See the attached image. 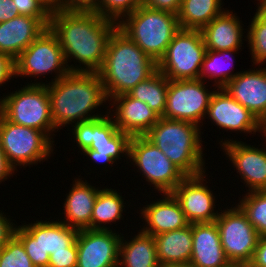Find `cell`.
<instances>
[{
  "instance_id": "obj_1",
  "label": "cell",
  "mask_w": 266,
  "mask_h": 267,
  "mask_svg": "<svg viewBox=\"0 0 266 267\" xmlns=\"http://www.w3.org/2000/svg\"><path fill=\"white\" fill-rule=\"evenodd\" d=\"M117 27L118 23L94 11L79 10L54 12L49 24L58 38L70 72L98 73L105 60L108 40ZM71 59L79 65H70Z\"/></svg>"
},
{
  "instance_id": "obj_2",
  "label": "cell",
  "mask_w": 266,
  "mask_h": 267,
  "mask_svg": "<svg viewBox=\"0 0 266 267\" xmlns=\"http://www.w3.org/2000/svg\"><path fill=\"white\" fill-rule=\"evenodd\" d=\"M46 85L57 132H60L62 127L66 128L108 114V109L105 114L98 112L99 107L103 105L104 108L109 101L99 73L69 72L59 80Z\"/></svg>"
},
{
  "instance_id": "obj_3",
  "label": "cell",
  "mask_w": 266,
  "mask_h": 267,
  "mask_svg": "<svg viewBox=\"0 0 266 267\" xmlns=\"http://www.w3.org/2000/svg\"><path fill=\"white\" fill-rule=\"evenodd\" d=\"M157 70V63L118 27L111 34L98 72L108 100L129 93Z\"/></svg>"
},
{
  "instance_id": "obj_4",
  "label": "cell",
  "mask_w": 266,
  "mask_h": 267,
  "mask_svg": "<svg viewBox=\"0 0 266 267\" xmlns=\"http://www.w3.org/2000/svg\"><path fill=\"white\" fill-rule=\"evenodd\" d=\"M201 133L196 124L159 117L144 136L185 176H196L206 171L207 164Z\"/></svg>"
},
{
  "instance_id": "obj_5",
  "label": "cell",
  "mask_w": 266,
  "mask_h": 267,
  "mask_svg": "<svg viewBox=\"0 0 266 267\" xmlns=\"http://www.w3.org/2000/svg\"><path fill=\"white\" fill-rule=\"evenodd\" d=\"M73 142L78 152L89 160L105 166L104 170L117 165L121 157L128 161L130 136L120 131L107 114L97 119L79 122L71 126ZM108 166V167H107Z\"/></svg>"
},
{
  "instance_id": "obj_6",
  "label": "cell",
  "mask_w": 266,
  "mask_h": 267,
  "mask_svg": "<svg viewBox=\"0 0 266 267\" xmlns=\"http://www.w3.org/2000/svg\"><path fill=\"white\" fill-rule=\"evenodd\" d=\"M118 28L156 63L165 55L169 43L180 30L176 14L140 6L126 15Z\"/></svg>"
},
{
  "instance_id": "obj_7",
  "label": "cell",
  "mask_w": 266,
  "mask_h": 267,
  "mask_svg": "<svg viewBox=\"0 0 266 267\" xmlns=\"http://www.w3.org/2000/svg\"><path fill=\"white\" fill-rule=\"evenodd\" d=\"M0 98V113L10 122L43 131L54 143V126L46 84H27ZM53 135V136H52Z\"/></svg>"
},
{
  "instance_id": "obj_8",
  "label": "cell",
  "mask_w": 266,
  "mask_h": 267,
  "mask_svg": "<svg viewBox=\"0 0 266 267\" xmlns=\"http://www.w3.org/2000/svg\"><path fill=\"white\" fill-rule=\"evenodd\" d=\"M0 143L9 164L16 170L48 161L54 142L43 132L14 124L0 113ZM18 166V167H17Z\"/></svg>"
},
{
  "instance_id": "obj_9",
  "label": "cell",
  "mask_w": 266,
  "mask_h": 267,
  "mask_svg": "<svg viewBox=\"0 0 266 267\" xmlns=\"http://www.w3.org/2000/svg\"><path fill=\"white\" fill-rule=\"evenodd\" d=\"M70 70L63 54L57 36L48 27L46 28L15 60V78H25L26 76L36 79L28 84H46L43 80L37 82V78L46 74H54L55 82L66 76ZM24 76V77H23ZM36 82V83H35Z\"/></svg>"
},
{
  "instance_id": "obj_10",
  "label": "cell",
  "mask_w": 266,
  "mask_h": 267,
  "mask_svg": "<svg viewBox=\"0 0 266 267\" xmlns=\"http://www.w3.org/2000/svg\"><path fill=\"white\" fill-rule=\"evenodd\" d=\"M129 161L157 193H171L186 177L170 159L145 136H133L129 141ZM156 189V190H155Z\"/></svg>"
},
{
  "instance_id": "obj_11",
  "label": "cell",
  "mask_w": 266,
  "mask_h": 267,
  "mask_svg": "<svg viewBox=\"0 0 266 267\" xmlns=\"http://www.w3.org/2000/svg\"><path fill=\"white\" fill-rule=\"evenodd\" d=\"M205 53L200 30L180 29L157 63V69L168 80L199 79Z\"/></svg>"
},
{
  "instance_id": "obj_12",
  "label": "cell",
  "mask_w": 266,
  "mask_h": 267,
  "mask_svg": "<svg viewBox=\"0 0 266 267\" xmlns=\"http://www.w3.org/2000/svg\"><path fill=\"white\" fill-rule=\"evenodd\" d=\"M228 208L215 220L224 253L231 264L249 265L260 236L237 204Z\"/></svg>"
},
{
  "instance_id": "obj_13",
  "label": "cell",
  "mask_w": 266,
  "mask_h": 267,
  "mask_svg": "<svg viewBox=\"0 0 266 267\" xmlns=\"http://www.w3.org/2000/svg\"><path fill=\"white\" fill-rule=\"evenodd\" d=\"M200 79L169 80L166 107L162 117L203 126L217 87ZM208 86L214 87L211 91ZM202 123V124H201Z\"/></svg>"
},
{
  "instance_id": "obj_14",
  "label": "cell",
  "mask_w": 266,
  "mask_h": 267,
  "mask_svg": "<svg viewBox=\"0 0 266 267\" xmlns=\"http://www.w3.org/2000/svg\"><path fill=\"white\" fill-rule=\"evenodd\" d=\"M262 138L266 142V137ZM218 142L227 160H230L237 174L239 173L246 192L266 190V146L259 148L233 138H222Z\"/></svg>"
},
{
  "instance_id": "obj_15",
  "label": "cell",
  "mask_w": 266,
  "mask_h": 267,
  "mask_svg": "<svg viewBox=\"0 0 266 267\" xmlns=\"http://www.w3.org/2000/svg\"><path fill=\"white\" fill-rule=\"evenodd\" d=\"M206 171L196 176H186L171 192L178 200L189 224L215 222L220 209L215 210L216 202L214 190L206 181ZM206 181V182H205Z\"/></svg>"
},
{
  "instance_id": "obj_16",
  "label": "cell",
  "mask_w": 266,
  "mask_h": 267,
  "mask_svg": "<svg viewBox=\"0 0 266 267\" xmlns=\"http://www.w3.org/2000/svg\"><path fill=\"white\" fill-rule=\"evenodd\" d=\"M122 234L113 230L82 229L76 237L77 267H118Z\"/></svg>"
},
{
  "instance_id": "obj_17",
  "label": "cell",
  "mask_w": 266,
  "mask_h": 267,
  "mask_svg": "<svg viewBox=\"0 0 266 267\" xmlns=\"http://www.w3.org/2000/svg\"><path fill=\"white\" fill-rule=\"evenodd\" d=\"M206 119L221 130L263 136L261 122L223 88H217L213 94ZM261 132V133H260Z\"/></svg>"
},
{
  "instance_id": "obj_18",
  "label": "cell",
  "mask_w": 266,
  "mask_h": 267,
  "mask_svg": "<svg viewBox=\"0 0 266 267\" xmlns=\"http://www.w3.org/2000/svg\"><path fill=\"white\" fill-rule=\"evenodd\" d=\"M108 103L113 108L108 109V114L113 116L115 125L130 137L144 136L160 117L146 103L128 93L112 97Z\"/></svg>"
},
{
  "instance_id": "obj_19",
  "label": "cell",
  "mask_w": 266,
  "mask_h": 267,
  "mask_svg": "<svg viewBox=\"0 0 266 267\" xmlns=\"http://www.w3.org/2000/svg\"><path fill=\"white\" fill-rule=\"evenodd\" d=\"M253 69L240 70L223 89L262 122L266 118V67Z\"/></svg>"
},
{
  "instance_id": "obj_20",
  "label": "cell",
  "mask_w": 266,
  "mask_h": 267,
  "mask_svg": "<svg viewBox=\"0 0 266 267\" xmlns=\"http://www.w3.org/2000/svg\"><path fill=\"white\" fill-rule=\"evenodd\" d=\"M163 195L154 201L141 207L139 213L141 215V230L152 236L176 229L185 228L189 225L184 212L172 193H162Z\"/></svg>"
},
{
  "instance_id": "obj_21",
  "label": "cell",
  "mask_w": 266,
  "mask_h": 267,
  "mask_svg": "<svg viewBox=\"0 0 266 267\" xmlns=\"http://www.w3.org/2000/svg\"><path fill=\"white\" fill-rule=\"evenodd\" d=\"M226 10L216 16L208 25L200 31L206 46V50L224 51L240 50L244 44V24L240 21L237 13ZM244 31V32H243Z\"/></svg>"
},
{
  "instance_id": "obj_22",
  "label": "cell",
  "mask_w": 266,
  "mask_h": 267,
  "mask_svg": "<svg viewBox=\"0 0 266 267\" xmlns=\"http://www.w3.org/2000/svg\"><path fill=\"white\" fill-rule=\"evenodd\" d=\"M79 177L74 178L71 189L65 195L62 212L65 216L60 221L78 230L91 229L93 207L100 188Z\"/></svg>"
},
{
  "instance_id": "obj_23",
  "label": "cell",
  "mask_w": 266,
  "mask_h": 267,
  "mask_svg": "<svg viewBox=\"0 0 266 267\" xmlns=\"http://www.w3.org/2000/svg\"><path fill=\"white\" fill-rule=\"evenodd\" d=\"M196 267H228L216 222L192 224V256Z\"/></svg>"
},
{
  "instance_id": "obj_24",
  "label": "cell",
  "mask_w": 266,
  "mask_h": 267,
  "mask_svg": "<svg viewBox=\"0 0 266 267\" xmlns=\"http://www.w3.org/2000/svg\"><path fill=\"white\" fill-rule=\"evenodd\" d=\"M47 27L36 17L18 15L0 23V53L14 61Z\"/></svg>"
},
{
  "instance_id": "obj_25",
  "label": "cell",
  "mask_w": 266,
  "mask_h": 267,
  "mask_svg": "<svg viewBox=\"0 0 266 267\" xmlns=\"http://www.w3.org/2000/svg\"><path fill=\"white\" fill-rule=\"evenodd\" d=\"M47 220L21 224L39 242L41 267H48L49 256L53 252L67 251V248L76 240L79 231L59 219Z\"/></svg>"
},
{
  "instance_id": "obj_26",
  "label": "cell",
  "mask_w": 266,
  "mask_h": 267,
  "mask_svg": "<svg viewBox=\"0 0 266 267\" xmlns=\"http://www.w3.org/2000/svg\"><path fill=\"white\" fill-rule=\"evenodd\" d=\"M137 231L130 241L122 233L118 267H160L154 236Z\"/></svg>"
},
{
  "instance_id": "obj_27",
  "label": "cell",
  "mask_w": 266,
  "mask_h": 267,
  "mask_svg": "<svg viewBox=\"0 0 266 267\" xmlns=\"http://www.w3.org/2000/svg\"><path fill=\"white\" fill-rule=\"evenodd\" d=\"M160 266L190 263L192 224L154 236Z\"/></svg>"
},
{
  "instance_id": "obj_28",
  "label": "cell",
  "mask_w": 266,
  "mask_h": 267,
  "mask_svg": "<svg viewBox=\"0 0 266 267\" xmlns=\"http://www.w3.org/2000/svg\"><path fill=\"white\" fill-rule=\"evenodd\" d=\"M124 200L117 189L111 187L100 188L93 207L91 229L111 231L112 224H116L117 220L124 219L122 213L126 211L127 206Z\"/></svg>"
},
{
  "instance_id": "obj_29",
  "label": "cell",
  "mask_w": 266,
  "mask_h": 267,
  "mask_svg": "<svg viewBox=\"0 0 266 267\" xmlns=\"http://www.w3.org/2000/svg\"><path fill=\"white\" fill-rule=\"evenodd\" d=\"M223 0H181L177 13L180 29L201 30L225 11Z\"/></svg>"
},
{
  "instance_id": "obj_30",
  "label": "cell",
  "mask_w": 266,
  "mask_h": 267,
  "mask_svg": "<svg viewBox=\"0 0 266 267\" xmlns=\"http://www.w3.org/2000/svg\"><path fill=\"white\" fill-rule=\"evenodd\" d=\"M238 51L239 50H206L199 79L205 82L209 80L210 82H213L212 84L215 87L223 88L229 81L240 73V71L233 73L234 64L232 63H235V57L233 55H235ZM224 58H226V61H224Z\"/></svg>"
},
{
  "instance_id": "obj_31",
  "label": "cell",
  "mask_w": 266,
  "mask_h": 267,
  "mask_svg": "<svg viewBox=\"0 0 266 267\" xmlns=\"http://www.w3.org/2000/svg\"><path fill=\"white\" fill-rule=\"evenodd\" d=\"M169 80L157 69L146 80L137 84L128 94L146 103L160 117L166 107Z\"/></svg>"
},
{
  "instance_id": "obj_32",
  "label": "cell",
  "mask_w": 266,
  "mask_h": 267,
  "mask_svg": "<svg viewBox=\"0 0 266 267\" xmlns=\"http://www.w3.org/2000/svg\"><path fill=\"white\" fill-rule=\"evenodd\" d=\"M237 205L247 215L259 236H266V190L245 192Z\"/></svg>"
},
{
  "instance_id": "obj_33",
  "label": "cell",
  "mask_w": 266,
  "mask_h": 267,
  "mask_svg": "<svg viewBox=\"0 0 266 267\" xmlns=\"http://www.w3.org/2000/svg\"><path fill=\"white\" fill-rule=\"evenodd\" d=\"M251 20L244 39H247L250 49L252 66H263L266 64V22L256 12Z\"/></svg>"
},
{
  "instance_id": "obj_34",
  "label": "cell",
  "mask_w": 266,
  "mask_h": 267,
  "mask_svg": "<svg viewBox=\"0 0 266 267\" xmlns=\"http://www.w3.org/2000/svg\"><path fill=\"white\" fill-rule=\"evenodd\" d=\"M143 2L144 0H99L94 12L119 23L126 15L142 6Z\"/></svg>"
},
{
  "instance_id": "obj_35",
  "label": "cell",
  "mask_w": 266,
  "mask_h": 267,
  "mask_svg": "<svg viewBox=\"0 0 266 267\" xmlns=\"http://www.w3.org/2000/svg\"><path fill=\"white\" fill-rule=\"evenodd\" d=\"M0 267H35L15 235L0 249Z\"/></svg>"
},
{
  "instance_id": "obj_36",
  "label": "cell",
  "mask_w": 266,
  "mask_h": 267,
  "mask_svg": "<svg viewBox=\"0 0 266 267\" xmlns=\"http://www.w3.org/2000/svg\"><path fill=\"white\" fill-rule=\"evenodd\" d=\"M14 235L22 242L32 264L35 267H41V248L39 242L22 225L16 226Z\"/></svg>"
},
{
  "instance_id": "obj_37",
  "label": "cell",
  "mask_w": 266,
  "mask_h": 267,
  "mask_svg": "<svg viewBox=\"0 0 266 267\" xmlns=\"http://www.w3.org/2000/svg\"><path fill=\"white\" fill-rule=\"evenodd\" d=\"M19 15L38 18L47 28L50 24L51 14L37 0H13Z\"/></svg>"
},
{
  "instance_id": "obj_38",
  "label": "cell",
  "mask_w": 266,
  "mask_h": 267,
  "mask_svg": "<svg viewBox=\"0 0 266 267\" xmlns=\"http://www.w3.org/2000/svg\"><path fill=\"white\" fill-rule=\"evenodd\" d=\"M48 267H77L76 240L67 248V251L53 252L49 256Z\"/></svg>"
},
{
  "instance_id": "obj_39",
  "label": "cell",
  "mask_w": 266,
  "mask_h": 267,
  "mask_svg": "<svg viewBox=\"0 0 266 267\" xmlns=\"http://www.w3.org/2000/svg\"><path fill=\"white\" fill-rule=\"evenodd\" d=\"M4 213L0 210V249L14 236L17 226V223H13L15 220L9 218L10 215L6 216L8 213Z\"/></svg>"
},
{
  "instance_id": "obj_40",
  "label": "cell",
  "mask_w": 266,
  "mask_h": 267,
  "mask_svg": "<svg viewBox=\"0 0 266 267\" xmlns=\"http://www.w3.org/2000/svg\"><path fill=\"white\" fill-rule=\"evenodd\" d=\"M15 78V61L8 55L0 53V87Z\"/></svg>"
},
{
  "instance_id": "obj_41",
  "label": "cell",
  "mask_w": 266,
  "mask_h": 267,
  "mask_svg": "<svg viewBox=\"0 0 266 267\" xmlns=\"http://www.w3.org/2000/svg\"><path fill=\"white\" fill-rule=\"evenodd\" d=\"M143 4L153 9L167 11L177 15L181 0H144Z\"/></svg>"
},
{
  "instance_id": "obj_42",
  "label": "cell",
  "mask_w": 266,
  "mask_h": 267,
  "mask_svg": "<svg viewBox=\"0 0 266 267\" xmlns=\"http://www.w3.org/2000/svg\"><path fill=\"white\" fill-rule=\"evenodd\" d=\"M250 267H266V236H260Z\"/></svg>"
},
{
  "instance_id": "obj_43",
  "label": "cell",
  "mask_w": 266,
  "mask_h": 267,
  "mask_svg": "<svg viewBox=\"0 0 266 267\" xmlns=\"http://www.w3.org/2000/svg\"><path fill=\"white\" fill-rule=\"evenodd\" d=\"M19 15L13 0H0V23L11 20Z\"/></svg>"
},
{
  "instance_id": "obj_44",
  "label": "cell",
  "mask_w": 266,
  "mask_h": 267,
  "mask_svg": "<svg viewBox=\"0 0 266 267\" xmlns=\"http://www.w3.org/2000/svg\"><path fill=\"white\" fill-rule=\"evenodd\" d=\"M15 169L9 164L0 143V184L5 182L15 173Z\"/></svg>"
},
{
  "instance_id": "obj_45",
  "label": "cell",
  "mask_w": 266,
  "mask_h": 267,
  "mask_svg": "<svg viewBox=\"0 0 266 267\" xmlns=\"http://www.w3.org/2000/svg\"><path fill=\"white\" fill-rule=\"evenodd\" d=\"M61 10L88 11V0H62Z\"/></svg>"
},
{
  "instance_id": "obj_46",
  "label": "cell",
  "mask_w": 266,
  "mask_h": 267,
  "mask_svg": "<svg viewBox=\"0 0 266 267\" xmlns=\"http://www.w3.org/2000/svg\"><path fill=\"white\" fill-rule=\"evenodd\" d=\"M37 1L40 2L50 14L61 10L62 0H37Z\"/></svg>"
},
{
  "instance_id": "obj_47",
  "label": "cell",
  "mask_w": 266,
  "mask_h": 267,
  "mask_svg": "<svg viewBox=\"0 0 266 267\" xmlns=\"http://www.w3.org/2000/svg\"><path fill=\"white\" fill-rule=\"evenodd\" d=\"M256 6V13L266 22V1L256 4Z\"/></svg>"
},
{
  "instance_id": "obj_48",
  "label": "cell",
  "mask_w": 266,
  "mask_h": 267,
  "mask_svg": "<svg viewBox=\"0 0 266 267\" xmlns=\"http://www.w3.org/2000/svg\"><path fill=\"white\" fill-rule=\"evenodd\" d=\"M99 3V0H88V11H94Z\"/></svg>"
},
{
  "instance_id": "obj_49",
  "label": "cell",
  "mask_w": 266,
  "mask_h": 267,
  "mask_svg": "<svg viewBox=\"0 0 266 267\" xmlns=\"http://www.w3.org/2000/svg\"><path fill=\"white\" fill-rule=\"evenodd\" d=\"M160 267H196L191 263H181V264H174V265H165Z\"/></svg>"
},
{
  "instance_id": "obj_50",
  "label": "cell",
  "mask_w": 266,
  "mask_h": 267,
  "mask_svg": "<svg viewBox=\"0 0 266 267\" xmlns=\"http://www.w3.org/2000/svg\"><path fill=\"white\" fill-rule=\"evenodd\" d=\"M261 127L263 131V136L266 137V118L261 122Z\"/></svg>"
},
{
  "instance_id": "obj_51",
  "label": "cell",
  "mask_w": 266,
  "mask_h": 267,
  "mask_svg": "<svg viewBox=\"0 0 266 267\" xmlns=\"http://www.w3.org/2000/svg\"><path fill=\"white\" fill-rule=\"evenodd\" d=\"M228 267H250L248 264H230Z\"/></svg>"
},
{
  "instance_id": "obj_52",
  "label": "cell",
  "mask_w": 266,
  "mask_h": 267,
  "mask_svg": "<svg viewBox=\"0 0 266 267\" xmlns=\"http://www.w3.org/2000/svg\"><path fill=\"white\" fill-rule=\"evenodd\" d=\"M255 1H257L258 2L257 4H259V3L265 2L266 0H255Z\"/></svg>"
}]
</instances>
